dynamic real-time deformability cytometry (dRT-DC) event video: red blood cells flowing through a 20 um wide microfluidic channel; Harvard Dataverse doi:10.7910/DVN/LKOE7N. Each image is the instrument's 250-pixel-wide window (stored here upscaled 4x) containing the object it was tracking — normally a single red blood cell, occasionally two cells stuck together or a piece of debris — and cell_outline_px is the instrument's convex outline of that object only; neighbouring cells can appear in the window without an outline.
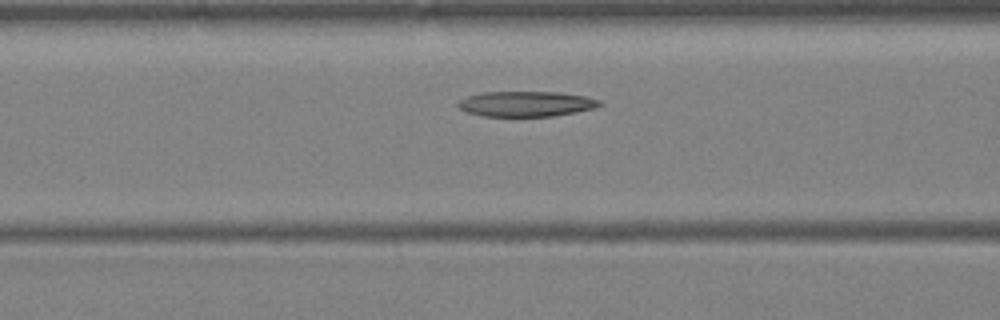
{"species": "Egyptian fruit bat (a non-hibernating species)", "species_latin": "Rousettus aegyptiacus", "temperature_condition": "warm", "stored_images_in_passage": 11, "camera_frame_rate_fps": 3000, "um_per_image_px": 0.085, "animal": {"sex": "female"}, "frame": {"image": 1, "passage_image": 7, "time_ms": 2.0, "image_size_px": [1000, 320], "cell_outline_px": [[604, 104], [596, 108], [576, 112], [552, 116], [484, 116], [468, 112], [460, 108], [456, 104], [460, 100], [468, 96], [484, 92], [556, 92], [584, 96], [600, 100]], "centroid_in_image_um": [44.76, 8.83], "position_along_channel_um": 121.8, "area_um2": 20.75}}
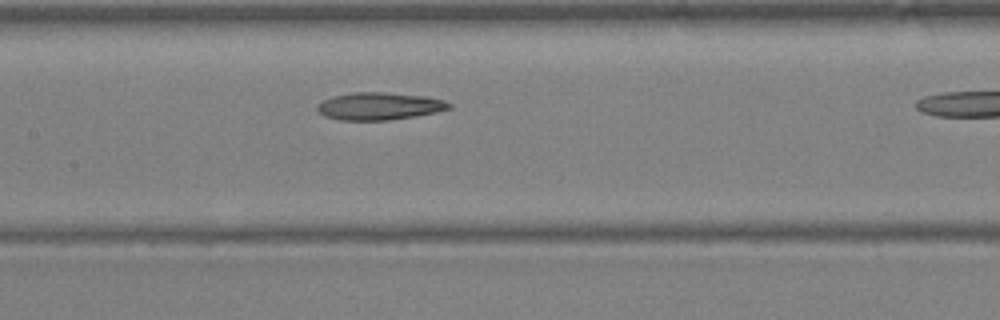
{"frame": {"image": 2, "passage_image": 10, "time_ms": 3.0, "image_size_px": [1000, 320], "cell_outline_px": [[452, 108], [436, 112], [416, 116], [388, 120], [340, 120], [324, 116], [316, 108], [316, 104], [332, 96], [352, 92], [384, 92], [424, 96], [444, 100], [452, 104]], "centroid_in_image_um": [32.23, 9.02], "position_along_channel_um": 175.2, "area_um2": 21.15}}